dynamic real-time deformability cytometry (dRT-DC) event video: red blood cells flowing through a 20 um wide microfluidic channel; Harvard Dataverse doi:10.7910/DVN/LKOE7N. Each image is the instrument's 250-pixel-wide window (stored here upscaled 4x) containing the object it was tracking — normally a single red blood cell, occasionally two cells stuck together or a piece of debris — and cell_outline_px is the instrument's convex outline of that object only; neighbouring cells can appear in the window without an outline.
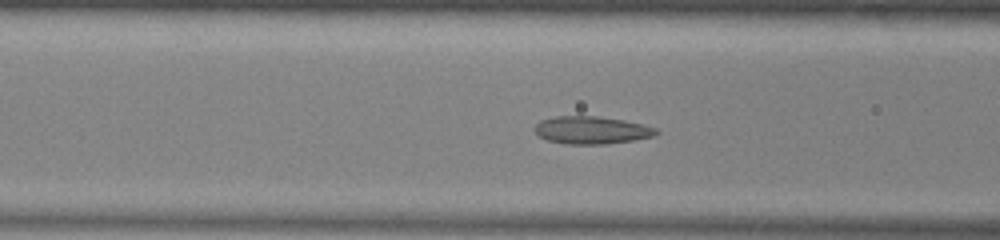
{"species": "common noctule bat (a hibernating species)", "species_latin": "Nyctalus noctula", "temperature_condition": "warm", "stored_images_in_passage": 39, "camera_frame_rate_fps": 3000, "um_per_image_px": 0.085, "animal": {"sex": "male", "body_mass_g": 13.0, "forearm_length_mm": 53.1}, "frame": {"image": 1, "passage_image": 7, "time_ms": 2.0, "image_size_px": [1000, 240], "cell_outline_px": [[660, 132], [656, 136], [632, 140], [604, 144], [564, 144], [548, 140], [540, 136], [536, 132], [536, 124], [540, 120], [556, 116], [596, 116], [624, 120], [644, 124], [656, 128]], "centroid_in_image_um": [50.33, 11.06], "position_along_channel_um": 116.3, "area_um2": 19.54}}
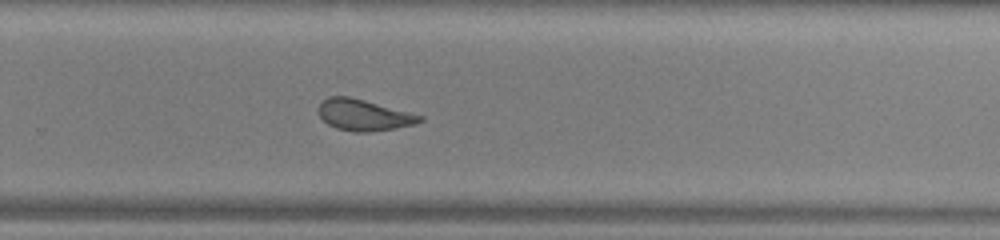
{"frame": {"image": 2, "passage_image": 21, "time_ms": 6.667, "image_size_px": [1000, 240], "cell_outline_px": [[424, 120], [412, 124], [396, 128], [372, 132], [352, 132], [336, 128], [328, 124], [320, 116], [320, 104], [328, 96], [348, 96], [364, 100], [424, 116]], "centroid_in_image_um": [30.93, 9.79], "position_along_channel_um": 298.9, "area_um2": 18.21}}
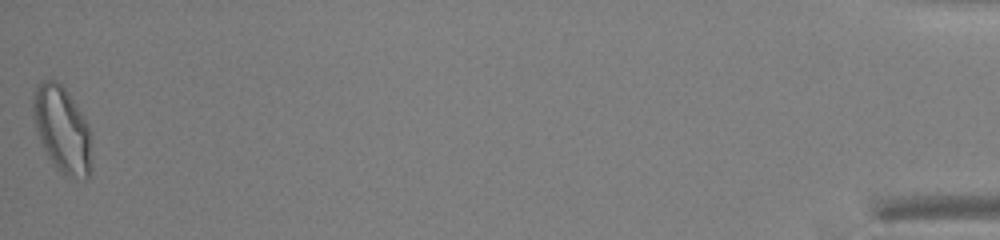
{"frame": {"image": 3, "passage_image": 39, "time_ms": 12.667, "image_size_px": [1000, 240], "cell_outline_px": [[92, 172], [84, 180], [64, 176], [56, 168], [48, 156], [40, 140], [32, 116], [32, 96], [40, 80], [56, 80], [68, 92], [88, 124], [92, 132]], "centroid_in_image_um": [5.32, 11.05], "position_along_channel_um": 429.9, "area_um2": 30.06}, "authors_computed_cell_mechanics": {"area_um2": 19.1318, "velocity_mm_per_s": 3.9223, "shape_relaxation_time_tau1_ms": 6.5776, "shape_relaxation_time_tau2_ms": 1.5343, "deformation_change_tau1": 0.1905, "deformation_change_tau2": 0.0863}}